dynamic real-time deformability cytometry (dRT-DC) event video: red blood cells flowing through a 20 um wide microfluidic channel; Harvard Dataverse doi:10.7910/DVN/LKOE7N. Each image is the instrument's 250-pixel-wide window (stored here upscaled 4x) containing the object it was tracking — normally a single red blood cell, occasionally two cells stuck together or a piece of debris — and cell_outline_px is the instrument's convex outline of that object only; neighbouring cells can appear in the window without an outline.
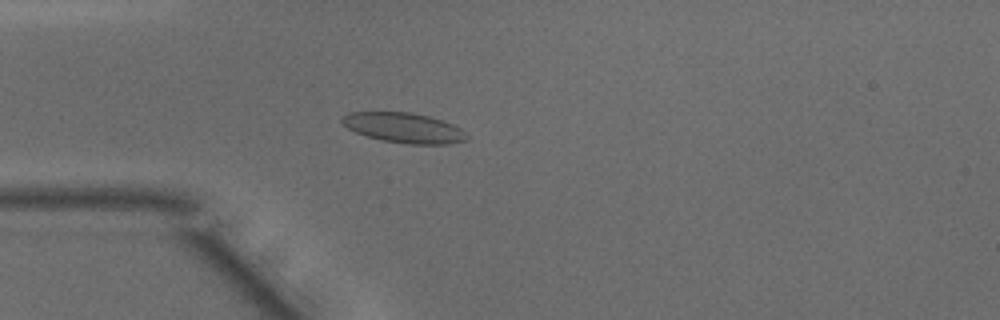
{"species": "common noctule bat (a hibernating species)", "species_latin": "Nyctalus noctula", "temperature_condition": "warm", "stored_images_in_passage": 48, "camera_frame_rate_fps": 3000, "um_per_image_px": 0.085, "animal": {"sex": "male", "body_mass_g": 15.6}, "frame": {"image": 1, "passage_image": 13, "time_ms": 4.0, "image_size_px": [1000, 320], "cell_outline_px": [[468, 136], [464, 140], [448, 144], [408, 144], [380, 140], [356, 132], [348, 128], [340, 120], [344, 116], [352, 112], [412, 112], [428, 116], [452, 124], [460, 128]], "centroid_in_image_um": [34.32, 10.86], "position_along_channel_um": 50.7, "area_um2": 21.56}}
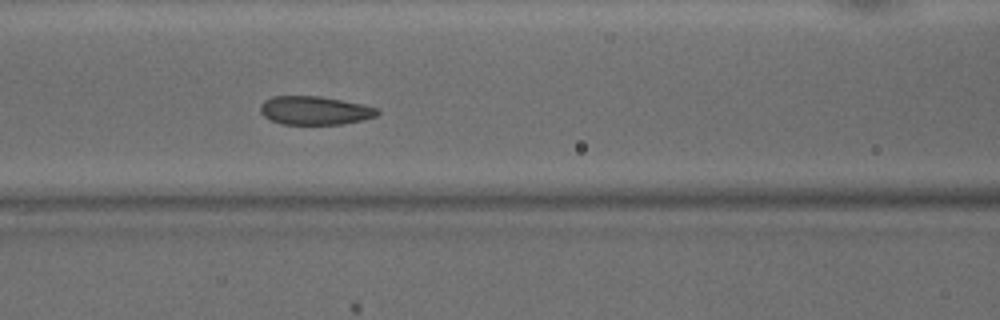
{"frame": {"image": 2, "passage_image": 20, "time_ms": 6.333, "image_size_px": [1000, 320], "cell_outline_px": [[380, 112], [376, 116], [364, 120], [344, 124], [280, 124], [264, 116], [260, 112], [260, 104], [264, 100], [272, 96], [320, 96], [364, 104], [380, 108]], "centroid_in_image_um": [26.79, 9.39], "position_along_channel_um": 139.8, "area_um2": 19.71}}
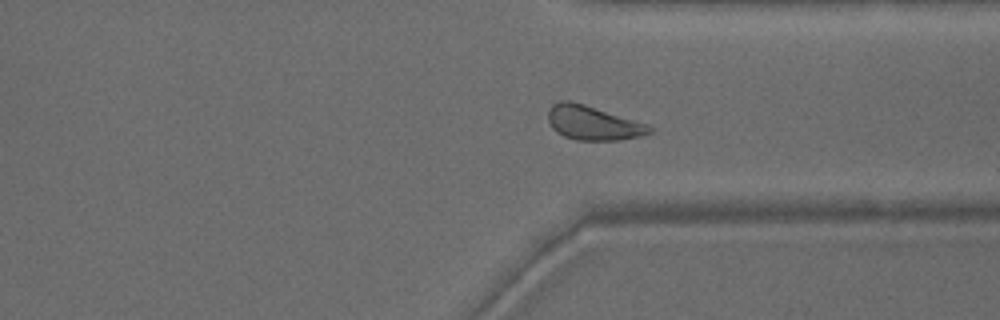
{"frame": {"image": 3, "passage_image": 36, "time_ms": 11.667, "image_size_px": [1000, 320], "cell_outline_px": [[656, 128], [652, 132], [640, 136], [620, 140], [576, 140], [564, 136], [556, 132], [552, 128], [548, 120], [548, 112], [552, 104], [560, 100], [568, 100], [584, 104], [648, 124]], "centroid_in_image_um": [50.41, 10.45], "position_along_channel_um": 361.0, "area_um2": 20.29}, "authors_computed_cell_mechanics": {"area_um2": 20.6346, "velocity_mm_per_s": 4.147, "shape_relaxation_time_tau1_ms": 1.863, "shape_relaxation_time_tau2_ms": 1.8438, "deformation_change_tau1": 0.0819, "deformation_change_tau2": 0.056}}